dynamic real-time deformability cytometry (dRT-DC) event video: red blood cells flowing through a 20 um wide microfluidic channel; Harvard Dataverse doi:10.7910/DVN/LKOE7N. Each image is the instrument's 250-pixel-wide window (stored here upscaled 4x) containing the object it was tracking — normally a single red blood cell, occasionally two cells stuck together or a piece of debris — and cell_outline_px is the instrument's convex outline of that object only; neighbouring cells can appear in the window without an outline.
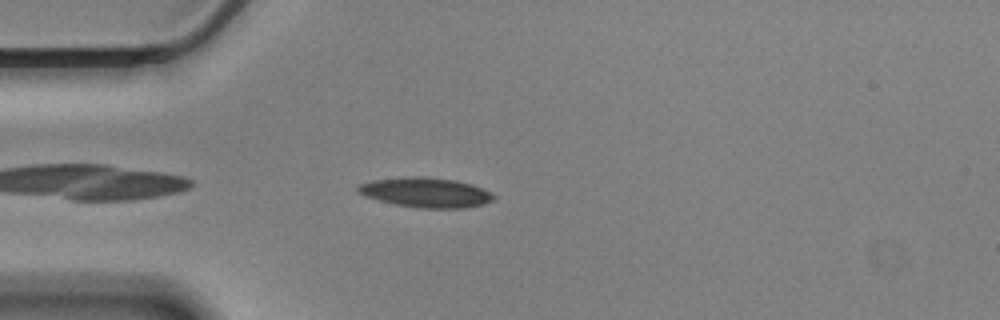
{"species": "Egyptian fruit bat (a non-hibernating species)", "species_latin": "Rousettus aegyptiacus", "temperature_condition": "cold", "stored_images_in_passage": 29, "camera_frame_rate_fps": 3000, "um_per_image_px": 0.085, "animal": {"sex": "male"}, "frame": {"image": 1, "passage_image": 3, "time_ms": 0.667, "image_size_px": [1000, 320], "cell_outline_px": [[496, 200], [484, 204], [464, 208], [420, 208], [396, 204], [364, 196], [356, 192], [356, 188], [360, 184], [372, 180], [412, 176], [424, 176], [456, 180], [472, 184], [492, 192], [496, 196]], "centroid_in_image_um": [36.24, 16.36], "position_along_channel_um": 48.8, "area_um2": 23.76}}
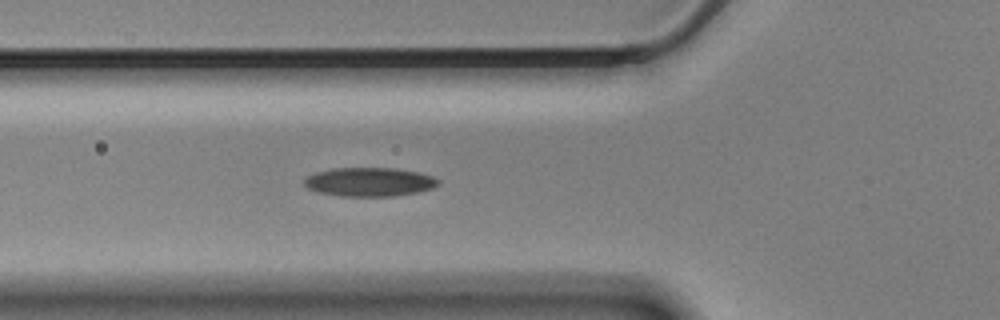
{"frame": {"image": 2, "passage_image": 8, "time_ms": 2.333, "image_size_px": [1000, 320], "cell_outline_px": [[440, 184], [432, 188], [416, 192], [396, 196], [340, 196], [316, 192], [308, 188], [304, 184], [304, 180], [308, 176], [316, 172], [332, 168], [392, 168], [420, 172], [432, 176], [440, 180]], "centroid_in_image_um": [31.4, 15.46], "position_along_channel_um": 94.4, "area_um2": 22.6}}
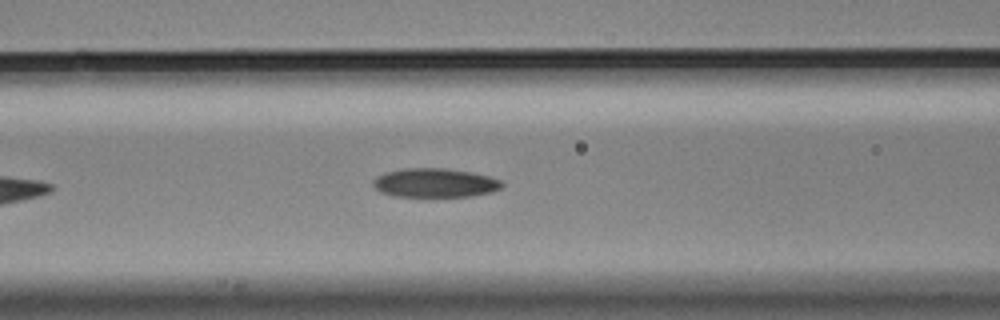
{"frame": {"image": 3, "passage_image": 11, "time_ms": 3.333, "image_size_px": [1000, 320], "cell_outline_px": [[504, 184], [500, 188], [492, 192], [472, 196], [392, 196], [380, 192], [372, 184], [372, 180], [376, 176], [384, 172], [404, 168], [444, 168], [472, 172], [488, 176], [500, 180]], "centroid_in_image_um": [36.93, 15.53], "position_along_channel_um": 129.7, "area_um2": 21.85}}